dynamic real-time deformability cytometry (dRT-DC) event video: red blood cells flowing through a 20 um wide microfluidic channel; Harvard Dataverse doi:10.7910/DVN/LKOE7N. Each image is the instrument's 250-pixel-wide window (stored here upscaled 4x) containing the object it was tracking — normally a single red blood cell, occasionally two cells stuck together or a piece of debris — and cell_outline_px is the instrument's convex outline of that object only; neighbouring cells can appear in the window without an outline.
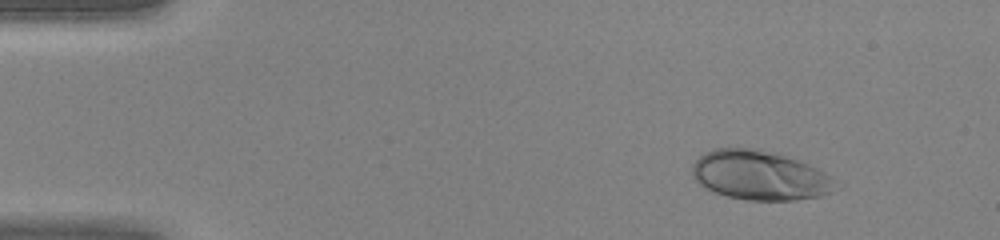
{"species": "human", "species_latin": "Homo sapiens", "temperature_condition": "warm", "stored_images_in_passage": 40, "camera_frame_rate_fps": 3000, "um_per_image_px": 0.085, "donor": {"sex": "female"}, "frame": {"image": 1, "passage_image": 1, "time_ms": 0.0, "image_size_px": [1000, 240], "cell_outline_px": [[828, 192], [820, 196], [796, 200], [748, 200], [728, 196], [716, 192], [700, 184], [692, 176], [692, 164], [704, 152], [716, 148], [760, 148], [808, 164], [824, 172], [828, 176]], "centroid_in_image_um": [64.45, 14.88], "position_along_channel_um": 20.5, "area_um2": 40.17}}
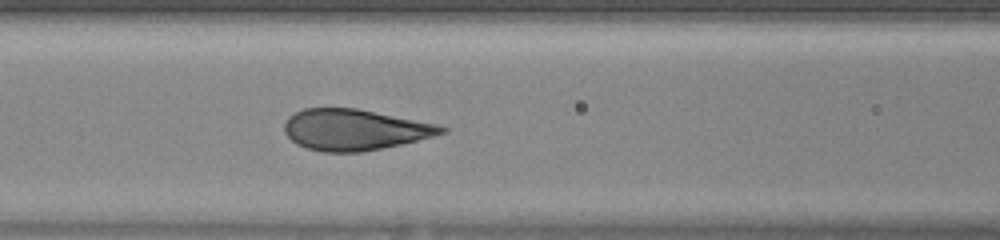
{"frame": {"image": 2, "passage_image": 15, "time_ms": 4.667, "image_size_px": [1000, 240], "cell_outline_px": [[448, 132], [400, 144], [360, 152], [320, 152], [296, 144], [284, 132], [284, 124], [288, 116], [304, 108], [356, 108], [440, 124], [448, 128]], "centroid_in_image_um": [30.14, 11.02], "position_along_channel_um": 136.5, "area_um2": 37.51}}
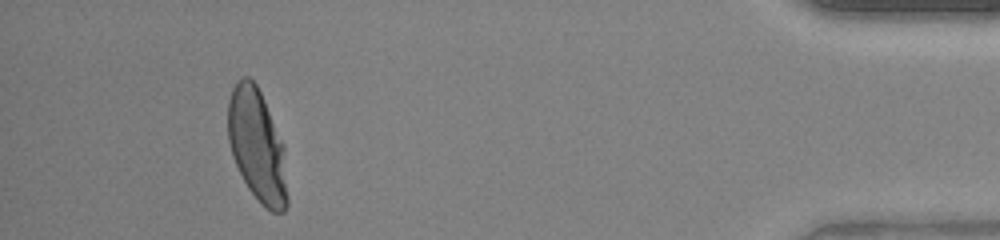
{"frame": {"image": 3, "passage_image": 37, "time_ms": 12.0, "image_size_px": [1000, 240], "cell_outline_px": [[288, 204], [284, 212], [272, 212], [264, 208], [260, 204], [248, 188], [232, 156], [228, 140], [228, 100], [232, 88], [236, 80], [240, 76], [248, 76], [256, 84], [264, 100], [284, 144], [288, 196]], "centroid_in_image_um": [21.86, 12.39], "position_along_channel_um": 413.3, "area_um2": 39.36}}